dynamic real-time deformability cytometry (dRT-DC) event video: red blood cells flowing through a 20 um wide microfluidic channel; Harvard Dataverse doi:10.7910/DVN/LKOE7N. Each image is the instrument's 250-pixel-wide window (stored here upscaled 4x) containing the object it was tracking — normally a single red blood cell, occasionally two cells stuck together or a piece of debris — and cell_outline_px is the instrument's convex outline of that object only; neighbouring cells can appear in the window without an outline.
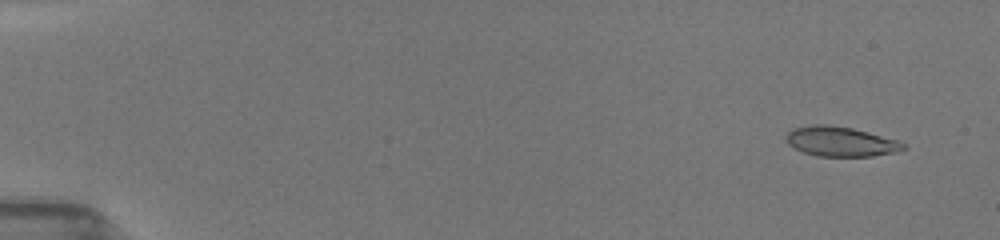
{"species": "common noctule bat (a hibernating species)", "species_latin": "Nyctalus noctula", "temperature_condition": "room temperature", "stored_images_in_passage": 57, "camera_frame_rate_fps": 3000, "um_per_image_px": 0.085, "animal": {"sex": "female", "body_mass_g": 19.5, "forearm_length_mm": 54.1}, "frame": {"image": 1, "passage_image": 9, "time_ms": 1.0, "image_size_px": [1000, 240], "cell_outline_px": [[908, 148], [896, 152], [872, 156], [820, 156], [804, 152], [788, 144], [784, 140], [784, 136], [792, 128], [812, 124], [828, 124], [852, 128], [868, 132], [896, 140], [904, 144]], "centroid_in_image_um": [71.42, 12.02], "position_along_channel_um": 13.6, "area_um2": 20.35}}
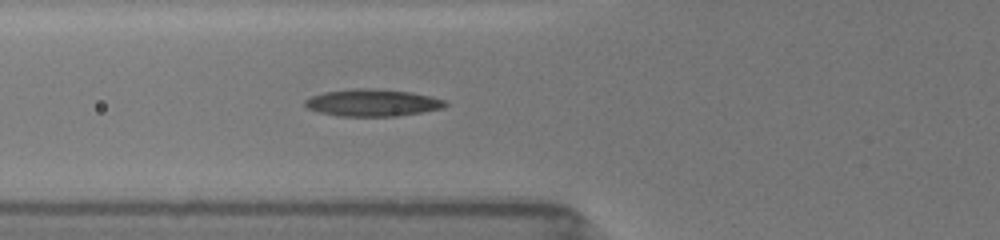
{"frame": {"image": 2, "passage_image": 35, "time_ms": 6.667, "image_size_px": [1000, 240], "cell_outline_px": [[448, 104], [444, 108], [396, 116], [340, 116], [320, 112], [308, 108], [304, 104], [304, 100], [312, 96], [324, 92], [352, 88], [372, 88], [412, 92], [444, 100]], "centroid_in_image_um": [31.65, 8.72], "position_along_channel_um": 94.2, "area_um2": 22.02}}
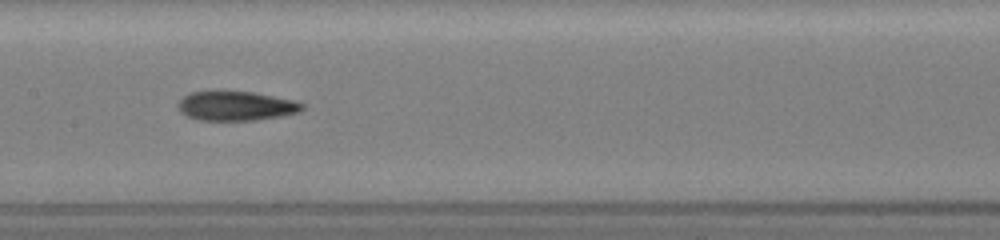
{"frame": {"image": 3, "passage_image": 53, "time_ms": 9.0, "image_size_px": [1000, 240], "cell_outline_px": [[304, 108], [300, 112], [280, 116], [256, 120], [200, 120], [188, 116], [180, 112], [176, 104], [188, 92], [252, 92], [296, 100], [304, 104]], "centroid_in_image_um": [20.08, 9.01], "position_along_channel_um": 187.3, "area_um2": 21.15}}